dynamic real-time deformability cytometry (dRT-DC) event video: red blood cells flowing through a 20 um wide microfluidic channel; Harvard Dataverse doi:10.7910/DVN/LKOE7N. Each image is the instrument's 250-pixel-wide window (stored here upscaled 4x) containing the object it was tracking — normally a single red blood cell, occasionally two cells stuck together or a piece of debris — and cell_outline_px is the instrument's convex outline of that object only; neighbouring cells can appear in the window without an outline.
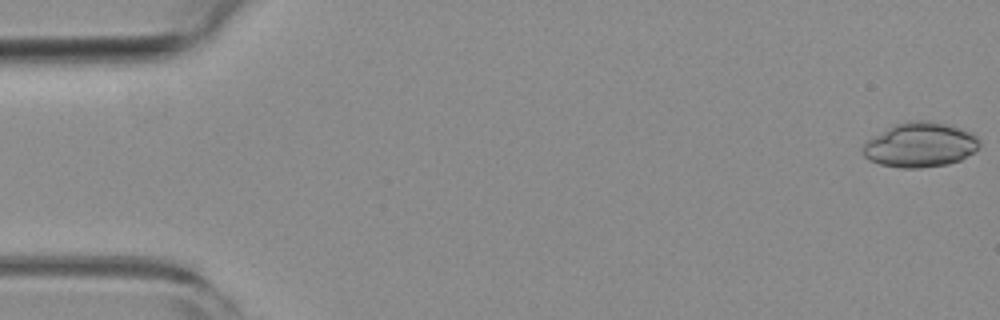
{"species": "common noctule bat (a hibernating species)", "species_latin": "Nyctalus noctula", "temperature_condition": "room temperature", "stored_images_in_passage": 5, "camera_frame_rate_fps": 3000, "um_per_image_px": 0.085, "animal": {"sex": "female", "body_mass_g": 19.3, "forearm_length_mm": 54.1}, "frame": {"image": 1, "passage_image": 1, "time_ms": 0.0, "image_size_px": [1000, 320], "cell_outline_px": [[980, 144], [972, 152], [960, 160], [948, 164], [920, 168], [900, 168], [880, 164], [868, 160], [860, 152], [860, 148], [868, 140], [892, 124], [912, 120], [928, 120], [948, 124], [972, 132], [980, 140]], "centroid_in_image_um": [78.17, 12.3], "position_along_channel_um": 6.8, "area_um2": 30.63}}